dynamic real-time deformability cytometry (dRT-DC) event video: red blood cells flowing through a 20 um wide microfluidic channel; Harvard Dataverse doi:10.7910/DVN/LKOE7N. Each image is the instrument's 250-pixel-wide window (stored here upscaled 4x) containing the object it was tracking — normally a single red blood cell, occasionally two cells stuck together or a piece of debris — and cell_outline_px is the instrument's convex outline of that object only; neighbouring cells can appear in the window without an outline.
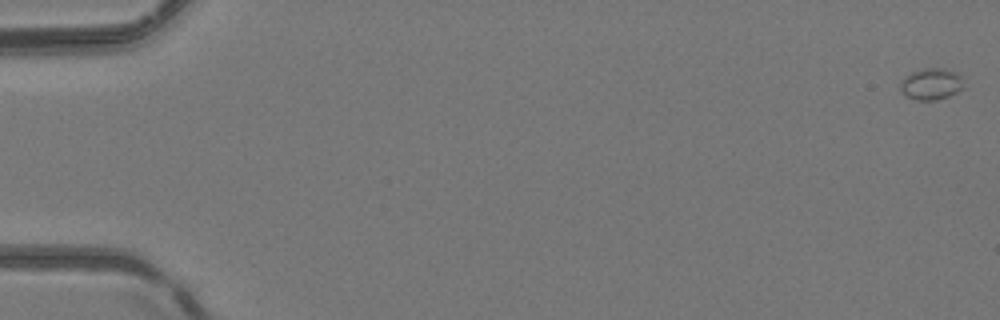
{"species": "common noctule bat (a hibernating species)", "species_latin": "Nyctalus noctula", "temperature_condition": "room temperature", "stored_images_in_passage": 52, "camera_frame_rate_fps": 3000, "um_per_image_px": 0.085, "animal": {"sex": "female", "body_mass_g": 24.6, "forearm_length_mm": 56.2}, "frame": {"image": 1, "passage_image": 1, "time_ms": 0.0, "image_size_px": [1000, 320], "cell_outline_px": [[964, 88], [948, 96], [936, 100], [916, 100], [908, 96], [900, 88], [900, 80], [904, 76], [912, 72], [924, 68], [944, 68], [956, 72], [960, 76]], "centroid_in_image_um": [79.15, 7.13], "position_along_channel_um": 5.9, "area_um2": 11.56}}